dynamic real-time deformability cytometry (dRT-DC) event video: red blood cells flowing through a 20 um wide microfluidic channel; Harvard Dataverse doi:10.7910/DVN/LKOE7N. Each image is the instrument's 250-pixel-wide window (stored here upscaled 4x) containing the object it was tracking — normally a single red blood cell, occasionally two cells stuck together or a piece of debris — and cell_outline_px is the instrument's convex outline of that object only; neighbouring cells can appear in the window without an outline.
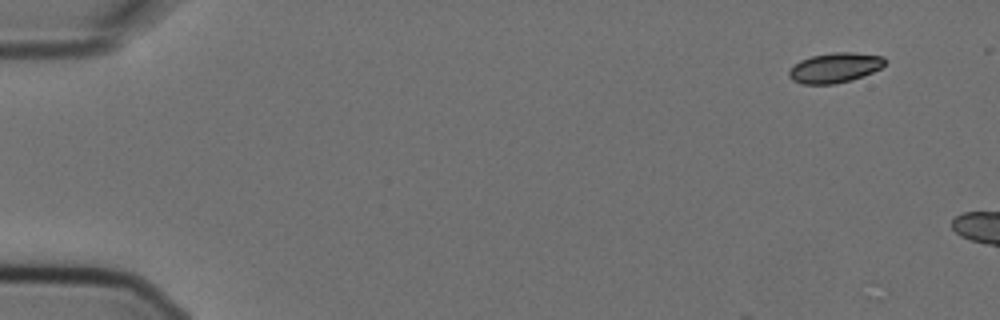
{"species": "Egyptian fruit bat (a non-hibernating species)", "species_latin": "Rousettus aegyptiacus", "temperature_condition": "cold", "stored_images_in_passage": 3, "camera_frame_rate_fps": 3000, "um_per_image_px": 0.085, "animal": {"sex": "female"}, "frame": {"image": 1, "passage_image": 1, "time_ms": 0.0, "image_size_px": [1000, 320], "cell_outline_px": [[884, 64], [880, 68], [872, 72], [852, 80], [836, 84], [804, 84], [792, 80], [788, 76], [788, 72], [800, 60], [812, 56], [832, 52], [852, 52], [884, 56]], "centroid_in_image_um": [70.96, 5.76], "position_along_channel_um": 14.0, "area_um2": 16.65}}